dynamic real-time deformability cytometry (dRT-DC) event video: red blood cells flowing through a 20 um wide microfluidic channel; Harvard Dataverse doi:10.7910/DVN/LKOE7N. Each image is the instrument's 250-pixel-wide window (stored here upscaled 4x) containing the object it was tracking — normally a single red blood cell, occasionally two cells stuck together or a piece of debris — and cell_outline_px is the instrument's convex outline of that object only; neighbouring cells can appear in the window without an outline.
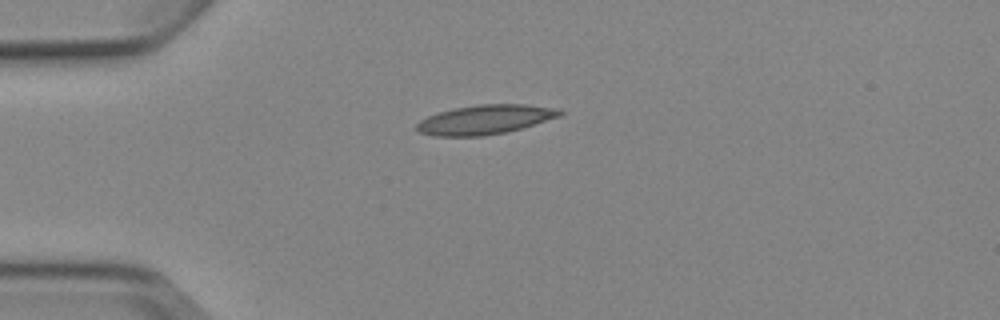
{"species": "Egyptian fruit bat (a non-hibernating species)", "species_latin": "Rousettus aegyptiacus", "temperature_condition": "cold", "stored_images_in_passage": 2, "camera_frame_rate_fps": 3000, "um_per_image_px": 0.085, "animal": {"sex": "female"}, "frame": {"image": 1, "passage_image": 1, "time_ms": 0.0, "image_size_px": [1000, 320], "cell_outline_px": [[564, 112], [560, 116], [508, 132], [484, 136], [432, 136], [420, 132], [416, 128], [416, 124], [420, 120], [428, 116], [452, 108], [476, 104], [524, 104], [560, 108]], "centroid_in_image_um": [41.24, 10.16], "position_along_channel_um": 43.8, "area_um2": 24.62}}